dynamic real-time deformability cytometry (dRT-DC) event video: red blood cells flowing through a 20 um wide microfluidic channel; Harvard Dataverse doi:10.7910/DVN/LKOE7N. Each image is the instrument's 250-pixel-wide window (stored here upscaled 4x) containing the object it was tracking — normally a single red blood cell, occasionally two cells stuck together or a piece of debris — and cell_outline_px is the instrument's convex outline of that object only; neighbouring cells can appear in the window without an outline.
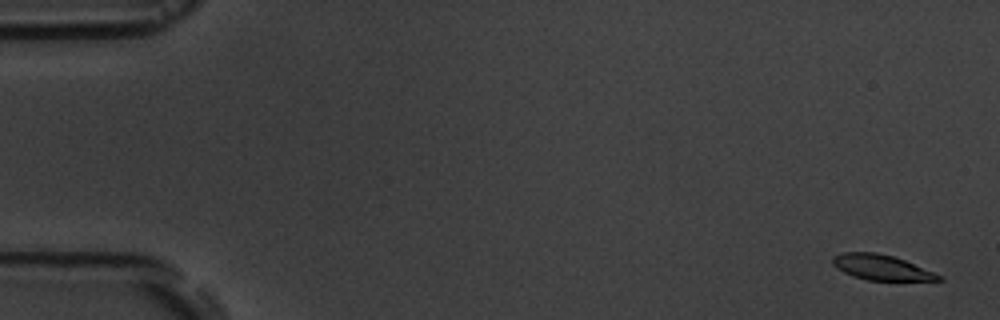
{"species": "common noctule bat (a hibernating species)", "species_latin": "Nyctalus noctula", "temperature_condition": "room temperature", "stored_images_in_passage": 6, "camera_frame_rate_fps": 3000, "um_per_image_px": 0.085, "animal": {"sex": "male", "body_mass_g": 19.5, "forearm_length_mm": 54.6}, "frame": {"image": 1, "passage_image": 1, "time_ms": 0.0, "image_size_px": [1000, 320], "cell_outline_px": [[944, 280], [868, 280], [852, 276], [836, 268], [832, 264], [832, 256], [840, 252], [876, 252], [892, 256], [904, 260], [932, 272], [940, 276]], "centroid_in_image_um": [74.81, 22.71], "position_along_channel_um": 10.2, "area_um2": 15.37}}
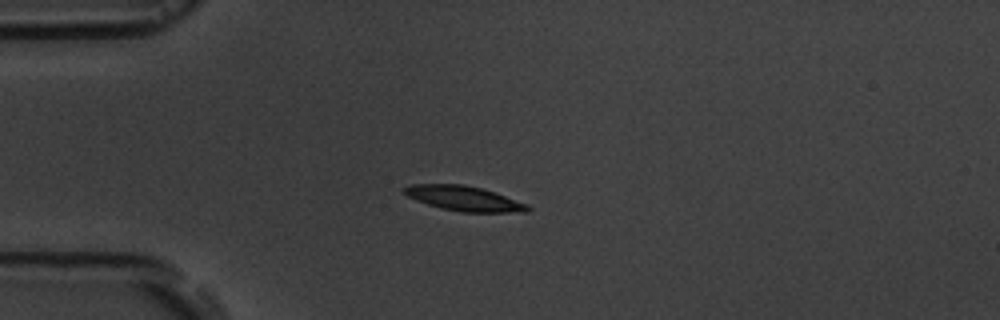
{"frame": {"image": 2, "passage_image": 4, "time_ms": 4.333, "image_size_px": [1000, 320], "cell_outline_px": [[532, 208], [528, 212], [460, 212], [440, 208], [416, 200], [408, 196], [400, 188], [412, 184], [464, 184], [480, 188], [528, 204]], "centroid_in_image_um": [39.42, 16.87], "position_along_channel_um": 45.6, "area_um2": 17.8}}
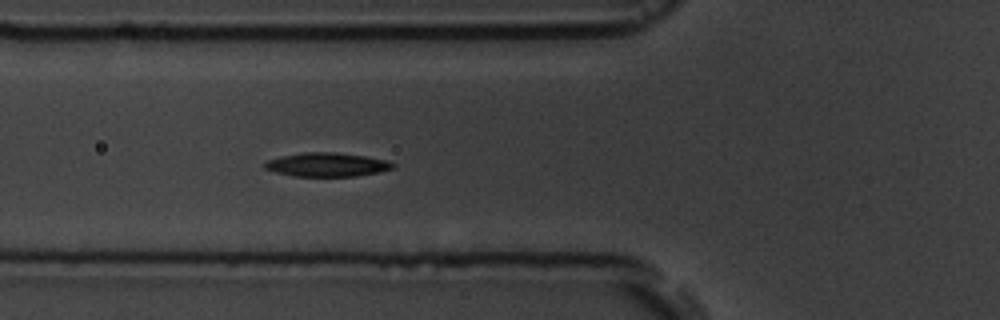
{"frame": {"image": 3, "passage_image": 6, "time_ms": 6.333, "image_size_px": [1000, 320], "cell_outline_px": [[396, 164], [392, 168], [380, 172], [356, 176], [292, 176], [276, 172], [264, 168], [264, 164], [268, 160], [280, 156], [304, 152], [336, 152], [364, 156], [388, 160]], "centroid_in_image_um": [27.8, 13.99], "position_along_channel_um": 98.0, "area_um2": 17.8}}